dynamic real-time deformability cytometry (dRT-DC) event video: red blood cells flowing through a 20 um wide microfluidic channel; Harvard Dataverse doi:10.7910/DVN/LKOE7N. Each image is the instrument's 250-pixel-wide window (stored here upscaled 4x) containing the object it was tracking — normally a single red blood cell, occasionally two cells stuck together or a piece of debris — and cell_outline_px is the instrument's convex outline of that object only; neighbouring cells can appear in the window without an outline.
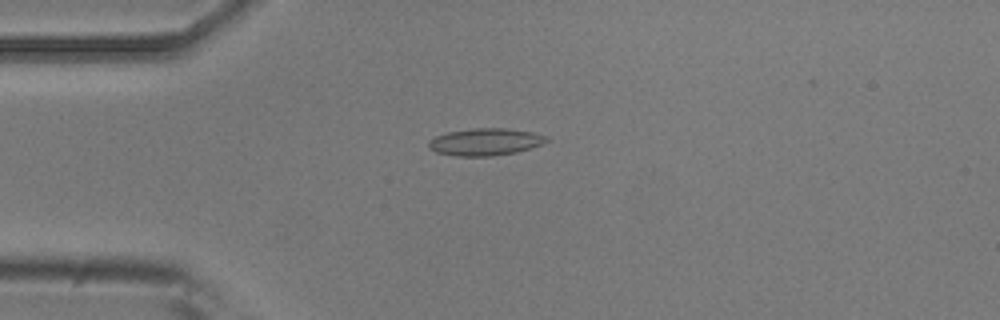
{"species": "common noctule bat (a hibernating species)", "species_latin": "Nyctalus noctula", "temperature_condition": "room temperature", "stored_images_in_passage": 51, "camera_frame_rate_fps": 3000, "um_per_image_px": 0.085, "animal": {"sex": "male", "body_mass_g": 20.5, "forearm_length_mm": 52.5}, "frame": {"image": 1, "passage_image": 13, "time_ms": 4.0, "image_size_px": [1000, 320], "cell_outline_px": [[548, 140], [540, 144], [516, 152], [492, 156], [456, 156], [436, 152], [428, 148], [428, 140], [436, 136], [448, 132], [472, 128], [508, 128], [532, 132], [548, 136]], "centroid_in_image_um": [41.21, 12.05], "position_along_channel_um": 43.8, "area_um2": 18.61}}
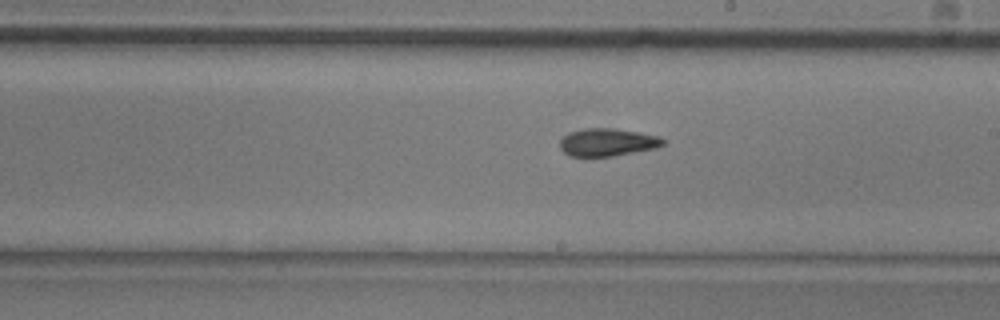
{"frame": {"image": 2, "passage_image": 29, "time_ms": 9.333, "image_size_px": [1000, 320], "cell_outline_px": [[664, 144], [656, 148], [612, 156], [572, 156], [564, 152], [560, 148], [560, 140], [568, 132], [584, 128], [616, 128], [660, 136], [664, 140]], "centroid_in_image_um": [51.63, 12.08], "position_along_channel_um": 237.4, "area_um2": 16.65}}
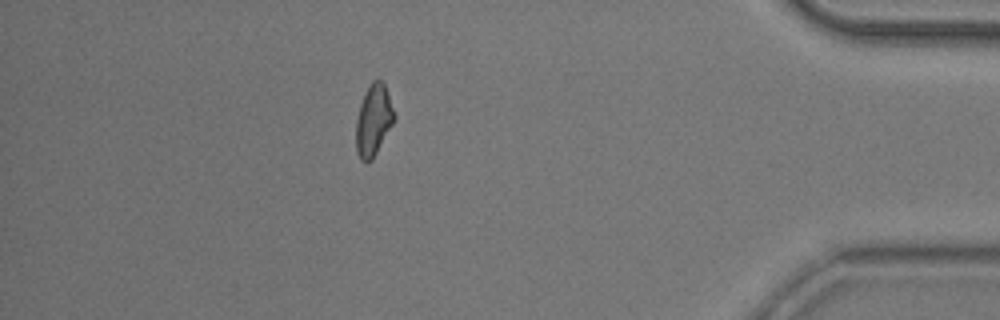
{"frame": {"image": 3, "passage_image": 45, "time_ms": 14.667, "image_size_px": [1000, 320], "cell_outline_px": [[396, 120], [372, 160], [360, 160], [356, 152], [356, 120], [360, 104], [364, 92], [372, 80], [380, 80], [384, 84], [396, 116]], "centroid_in_image_um": [31.75, 10.22], "position_along_channel_um": 403.5, "area_um2": 15.95}, "authors_computed_cell_mechanics": {"area_um2": 16.8198, "velocity_mm_per_s": 3.9584, "shape_relaxation_time_tau1_ms": 4.6057, "shape_relaxation_time_tau2_ms": 3.0482, "deformation_change_tau1": 0.114, "deformation_change_tau2": 0.1062}}